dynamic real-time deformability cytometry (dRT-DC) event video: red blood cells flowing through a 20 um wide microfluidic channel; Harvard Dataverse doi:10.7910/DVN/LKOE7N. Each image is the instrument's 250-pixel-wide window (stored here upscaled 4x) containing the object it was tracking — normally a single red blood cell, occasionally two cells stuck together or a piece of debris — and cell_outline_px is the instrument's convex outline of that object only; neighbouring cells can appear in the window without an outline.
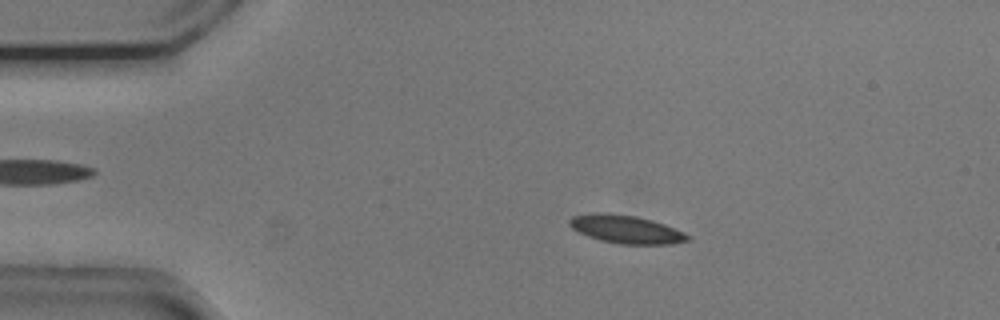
{"species": "common noctule bat (a hibernating species)", "species_latin": "Nyctalus noctula", "temperature_condition": "cold", "stored_images_in_passage": 54, "camera_frame_rate_fps": 3000, "um_per_image_px": 0.085, "animal": {"sex": "male", "body_mass_g": 20.5, "forearm_length_mm": 52.5}, "frame": {"image": 1, "passage_image": 10, "time_ms": 3.0, "image_size_px": [1000, 320], "cell_outline_px": [[692, 236], [688, 240], [672, 244], [620, 244], [600, 240], [588, 236], [572, 228], [568, 224], [568, 220], [572, 216], [596, 212], [604, 212], [636, 216], [652, 220], [664, 224], [684, 232]], "centroid_in_image_um": [53.21, 19.48], "position_along_channel_um": 31.8, "area_um2": 19.42}}
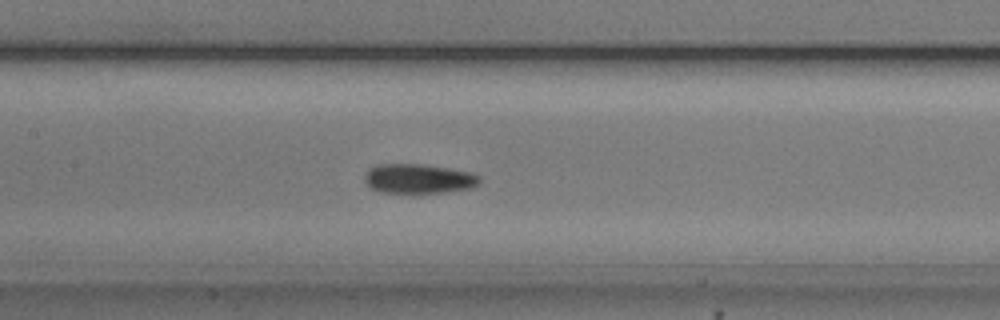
{"frame": {"image": 2, "passage_image": 25, "time_ms": 8.0, "image_size_px": [1000, 320], "cell_outline_px": [[480, 180], [472, 188], [444, 192], [380, 192], [368, 188], [364, 180], [364, 176], [368, 168], [380, 164], [424, 164], [448, 168], [468, 172], [480, 176]], "centroid_in_image_um": [35.52, 15.18], "position_along_channel_um": 171.9, "area_um2": 19.71}}
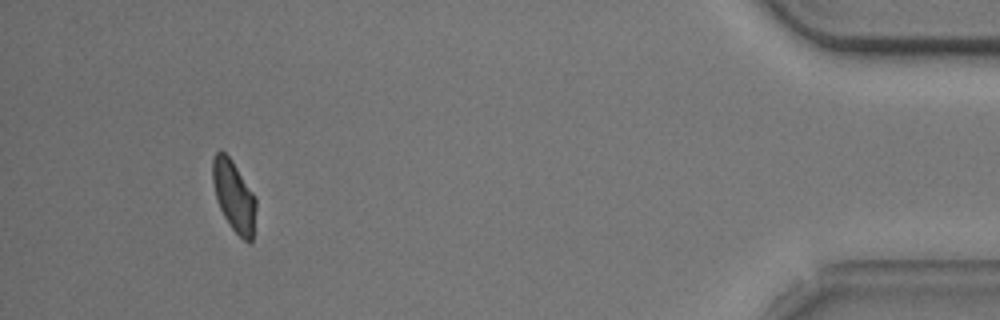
{"frame": {"image": 3, "passage_image": 50, "time_ms": 16.333, "image_size_px": [1000, 320], "cell_outline_px": [[256, 208], [252, 240], [248, 244], [232, 228], [224, 216], [216, 200], [212, 180], [212, 160], [216, 152], [224, 152], [232, 160], [256, 196]], "centroid_in_image_um": [19.89, 16.66], "position_along_channel_um": 415.3, "area_um2": 17.92}, "authors_computed_cell_mechanics": {"area_um2": 19.1896, "velocity_mm_per_s": 3.7244, "shape_relaxation_time_tau1_ms": 3.8688, "shape_relaxation_time_tau2_ms": 3.4714, "deformation_change_tau1": 0.1221, "deformation_change_tau2": 0.0909}}